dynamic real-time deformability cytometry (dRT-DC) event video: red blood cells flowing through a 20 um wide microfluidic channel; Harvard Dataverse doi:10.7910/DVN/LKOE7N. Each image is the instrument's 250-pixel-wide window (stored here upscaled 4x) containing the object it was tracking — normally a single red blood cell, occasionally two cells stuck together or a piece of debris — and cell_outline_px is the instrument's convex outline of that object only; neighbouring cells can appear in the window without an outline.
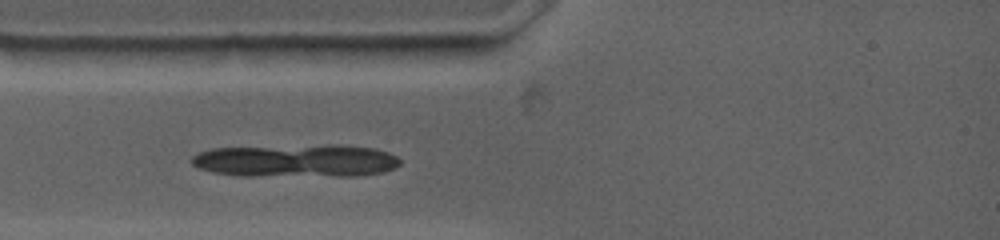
{"species": "common noctule bat (a hibernating species)", "species_latin": "Nyctalus noctula", "temperature_condition": "warm", "stored_images_in_passage": 9, "segment_of_instrument_passage": [2, 2], "camera_frame_rate_fps": 4500, "um_per_image_px": 0.085, "animal": {"sex": "female", "body_mass_g": 19.0, "forearm_length_mm": 53.3}, "frame": {"image": 1, "passage_image": 7, "time_ms": 2.444, "image_size_px": [1000, 240], "cell_outline_px": [[420, 48], [376, 64], [312, 56], [300, 48], [396, 44]], "centroid_in_image_um": [30.7, 4.47], "position_along_channel_um": 54.3, "area_um2": 10.17}}